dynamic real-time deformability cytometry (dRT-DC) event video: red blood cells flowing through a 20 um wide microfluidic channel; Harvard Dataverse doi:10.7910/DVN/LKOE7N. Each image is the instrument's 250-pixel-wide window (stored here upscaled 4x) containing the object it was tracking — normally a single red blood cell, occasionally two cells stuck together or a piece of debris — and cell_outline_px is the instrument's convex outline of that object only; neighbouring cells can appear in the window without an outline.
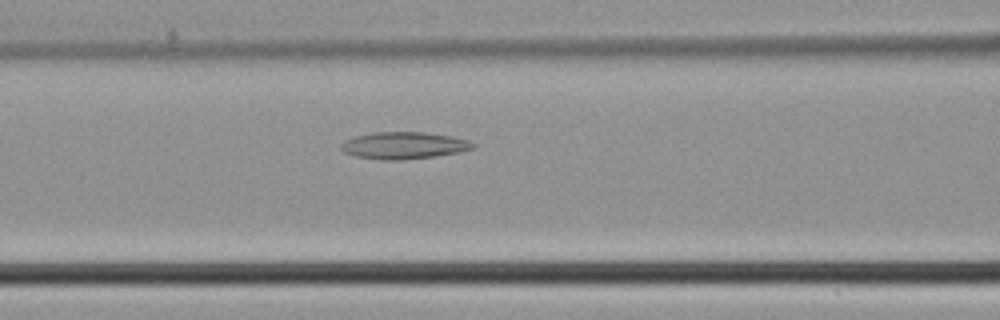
{"species": "common noctule bat (a hibernating species)", "species_latin": "Nyctalus noctula", "temperature_condition": "cold", "stored_images_in_passage": 34, "camera_frame_rate_fps": 3000, "um_per_image_px": 0.085, "animal": {"sex": "male", "body_mass_g": 21.5, "forearm_length_mm": 52.0}, "frame": {"image": 1, "passage_image": 8, "time_ms": 2.333, "image_size_px": [1000, 320], "cell_outline_px": [[476, 148], [460, 152], [404, 160], [380, 160], [356, 156], [344, 152], [340, 148], [340, 144], [344, 140], [356, 136], [376, 132], [424, 132], [452, 136], [468, 140], [476, 144]], "centroid_in_image_um": [34.34, 12.36], "position_along_channel_um": 132.3, "area_um2": 20.81}}
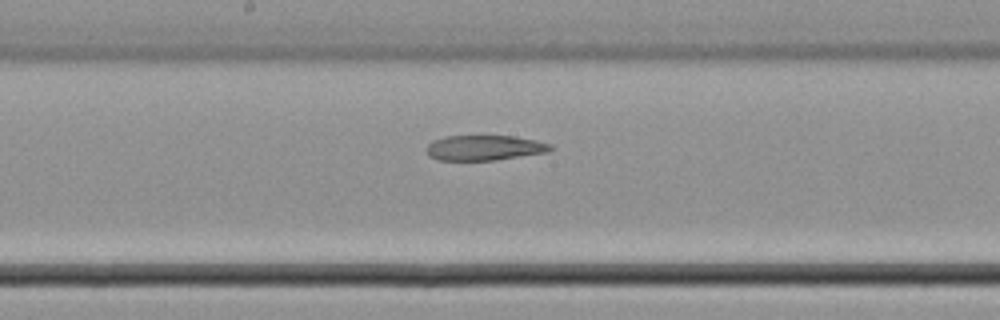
{"frame": {"image": 2, "passage_image": 13, "time_ms": 4.0, "image_size_px": [1000, 320], "cell_outline_px": [[556, 148], [548, 152], [496, 160], [436, 160], [428, 156], [424, 148], [432, 140], [444, 136], [512, 136], [536, 140], [552, 144]], "centroid_in_image_um": [41.16, 12.56], "position_along_channel_um": 207.0, "area_um2": 18.5}}
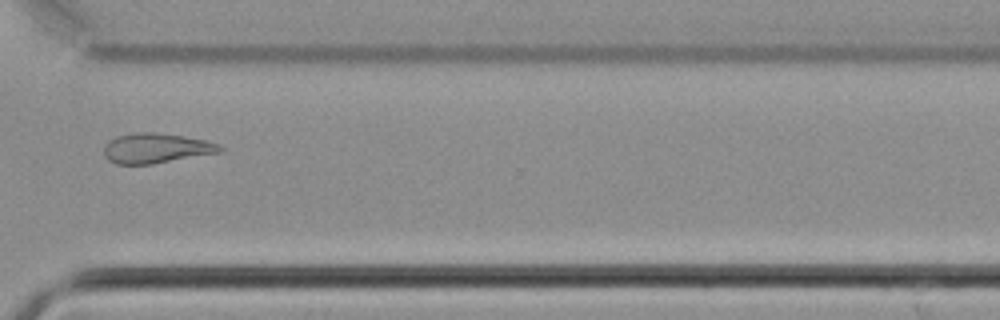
{"frame": {"image": 3, "passage_image": 23, "time_ms": 7.333, "image_size_px": [1000, 320], "cell_outline_px": [[224, 148], [220, 152], [152, 164], [116, 164], [108, 160], [104, 156], [104, 144], [108, 140], [116, 136], [136, 132], [156, 132], [184, 136], [208, 140], [220, 144]], "centroid_in_image_um": [13.26, 12.59], "position_along_channel_um": 357.3, "area_um2": 20.46}}